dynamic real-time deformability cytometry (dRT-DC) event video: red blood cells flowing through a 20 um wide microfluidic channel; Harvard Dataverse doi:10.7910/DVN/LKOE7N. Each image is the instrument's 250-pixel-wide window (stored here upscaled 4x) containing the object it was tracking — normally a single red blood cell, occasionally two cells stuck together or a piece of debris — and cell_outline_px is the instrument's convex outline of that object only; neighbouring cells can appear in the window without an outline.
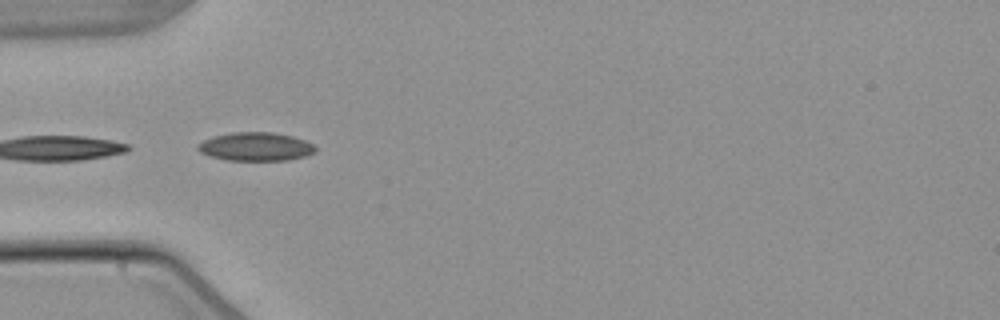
{"species": "common noctule bat (a hibernating species)", "species_latin": "Nyctalus noctula", "temperature_condition": "warm", "stored_images_in_passage": 6, "camera_frame_rate_fps": 3000, "um_per_image_px": 0.085, "animal": {"sex": "male", "body_mass_g": 21.5, "forearm_length_mm": 52.0}, "frame": {"image": 1, "passage_image": 5, "time_ms": 5.0, "image_size_px": [1000, 320], "cell_outline_px": [[316, 152], [304, 156], [288, 160], [228, 160], [212, 156], [200, 152], [196, 148], [204, 140], [212, 136], [232, 132], [272, 132], [292, 136], [304, 140], [312, 144], [316, 148]], "centroid_in_image_um": [21.74, 12.46], "position_along_channel_um": 63.3, "area_um2": 19.36}}
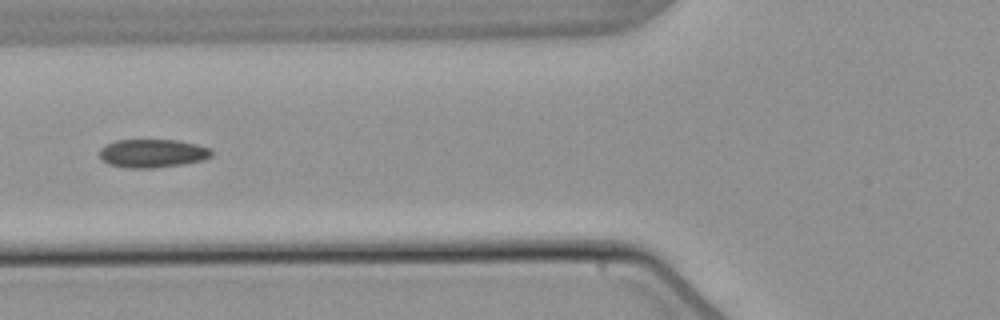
{"frame": {"image": 2, "passage_image": 6, "time_ms": 6.333, "image_size_px": [1000, 320], "cell_outline_px": [[212, 156], [204, 160], [184, 164], [152, 168], [128, 168], [108, 164], [100, 156], [100, 148], [116, 140], [176, 140], [196, 144], [208, 148], [212, 152]], "centroid_in_image_um": [12.97, 13.04], "position_along_channel_um": 112.8, "area_um2": 18.44}}